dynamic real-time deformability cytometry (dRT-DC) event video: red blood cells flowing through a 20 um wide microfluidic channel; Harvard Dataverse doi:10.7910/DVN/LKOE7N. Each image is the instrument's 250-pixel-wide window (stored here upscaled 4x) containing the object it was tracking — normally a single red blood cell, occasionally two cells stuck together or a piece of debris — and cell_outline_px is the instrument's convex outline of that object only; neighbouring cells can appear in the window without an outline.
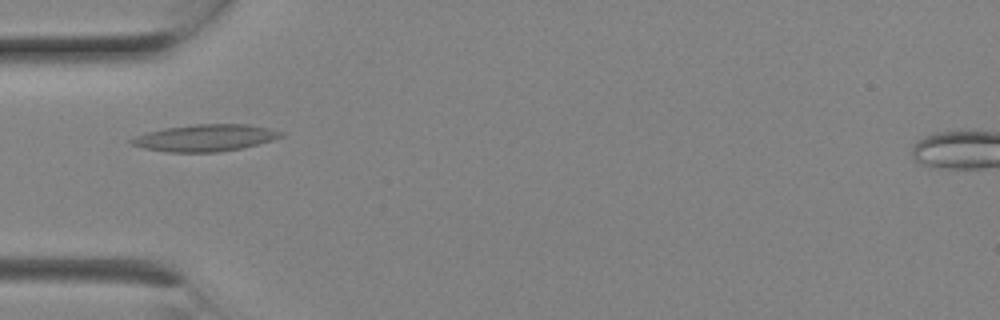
{"species": "Egyptian fruit bat (a non-hibernating species)", "species_latin": "Rousettus aegyptiacus", "temperature_condition": "room temperature", "stored_images_in_passage": 2, "camera_frame_rate_fps": 3000, "um_per_image_px": 0.085, "animal": {"sex": "female"}, "frame": {"image": 1, "passage_image": 1, "time_ms": 0.0, "image_size_px": [1000, 320], "cell_outline_px": [[284, 136], [272, 140], [240, 148], [216, 152], [168, 152], [144, 148], [132, 144], [128, 140], [136, 136], [148, 132], [164, 128], [196, 124], [244, 124], [268, 128], [284, 132]], "centroid_in_image_um": [17.44, 11.71], "position_along_channel_um": 67.6, "area_um2": 23.12}}
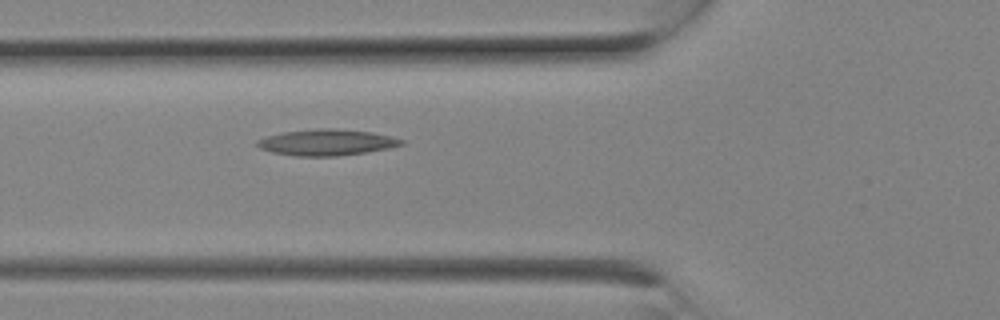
{"frame": {"image": 2, "passage_image": 2, "time_ms": 0.333, "image_size_px": [1000, 320], "cell_outline_px": [[404, 144], [388, 148], [364, 152], [336, 156], [296, 156], [272, 152], [260, 148], [256, 144], [256, 140], [280, 132], [316, 128], [332, 128], [372, 132], [392, 136], [404, 140]], "centroid_in_image_um": [27.75, 12.09], "position_along_channel_um": 98.1, "area_um2": 21.96}}